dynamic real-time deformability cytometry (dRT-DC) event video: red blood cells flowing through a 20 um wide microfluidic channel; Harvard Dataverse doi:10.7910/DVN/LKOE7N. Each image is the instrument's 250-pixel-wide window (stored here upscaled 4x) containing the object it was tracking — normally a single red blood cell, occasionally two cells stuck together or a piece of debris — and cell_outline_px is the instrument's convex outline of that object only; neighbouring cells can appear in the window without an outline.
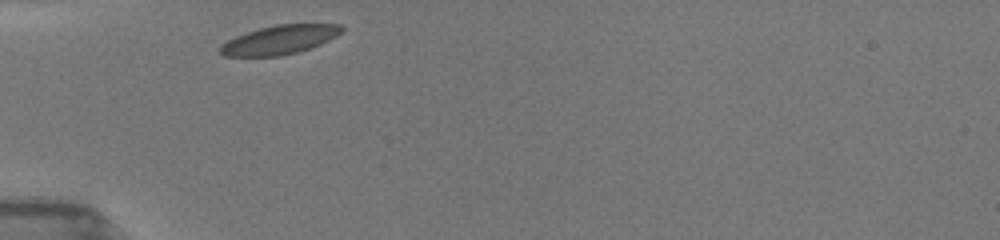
{"species": "common noctule bat (a hibernating species)", "species_latin": "Nyctalus noctula", "temperature_condition": "room temperature", "stored_images_in_passage": 28, "camera_frame_rate_fps": 3000, "um_per_image_px": 0.085, "animal": {"sex": "female", "body_mass_g": 19.5, "forearm_length_mm": 54.1}, "frame": {"image": 1, "passage_image": 1, "time_ms": 0.0, "image_size_px": [1000, 240], "cell_outline_px": [[344, 32], [320, 44], [300, 52], [280, 56], [224, 56], [220, 52], [220, 44], [236, 36], [260, 28], [276, 24], [340, 24], [344, 28]], "centroid_in_image_um": [23.79, 3.38], "position_along_channel_um": 61.2, "area_um2": 20.52}}
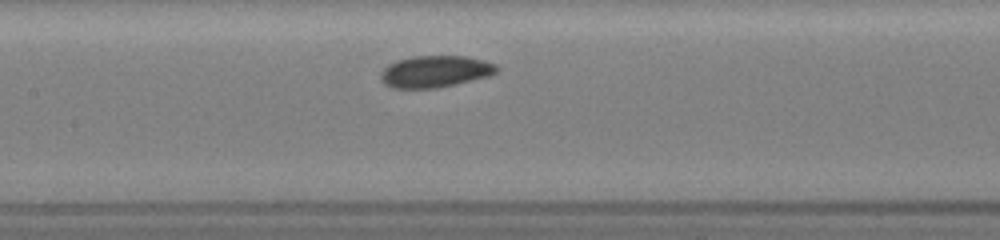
{"frame": {"image": 2, "passage_image": 10, "time_ms": 3.0, "image_size_px": [1000, 240], "cell_outline_px": [[500, 68], [496, 72], [488, 76], [456, 84], [436, 88], [392, 88], [384, 84], [380, 80], [380, 72], [388, 64], [396, 60], [412, 56], [464, 56], [484, 60], [496, 64]], "centroid_in_image_um": [36.96, 6.07], "position_along_channel_um": 170.4, "area_um2": 21.62}}
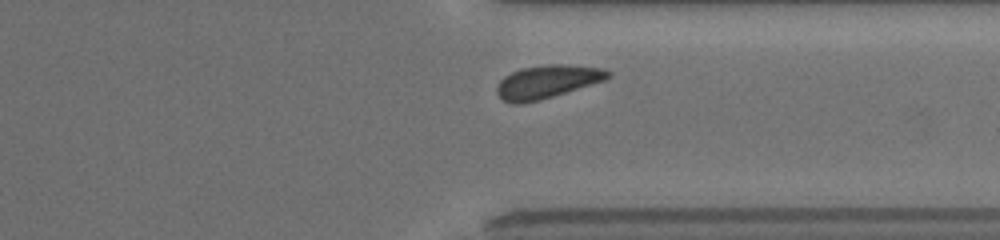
{"frame": {"image": 3, "passage_image": 25, "time_ms": 8.0, "image_size_px": [1000, 240], "cell_outline_px": [[612, 76], [604, 80], [540, 100], [520, 104], [512, 104], [504, 100], [496, 92], [496, 88], [500, 80], [504, 76], [520, 68], [548, 64], [568, 64], [604, 68], [612, 72]], "centroid_in_image_um": [46.51, 6.93], "position_along_channel_um": 364.9, "area_um2": 21.5}, "authors_computed_cell_mechanics": {"area_um2": 21.097, "velocity_mm_per_s": 3.8882, "shape_relaxation_time_tau1_ms": 2.3663, "shape_relaxation_time_tau2_ms": null, "deformation_change_tau1": 0.0649, "deformation_change_tau2": null}}